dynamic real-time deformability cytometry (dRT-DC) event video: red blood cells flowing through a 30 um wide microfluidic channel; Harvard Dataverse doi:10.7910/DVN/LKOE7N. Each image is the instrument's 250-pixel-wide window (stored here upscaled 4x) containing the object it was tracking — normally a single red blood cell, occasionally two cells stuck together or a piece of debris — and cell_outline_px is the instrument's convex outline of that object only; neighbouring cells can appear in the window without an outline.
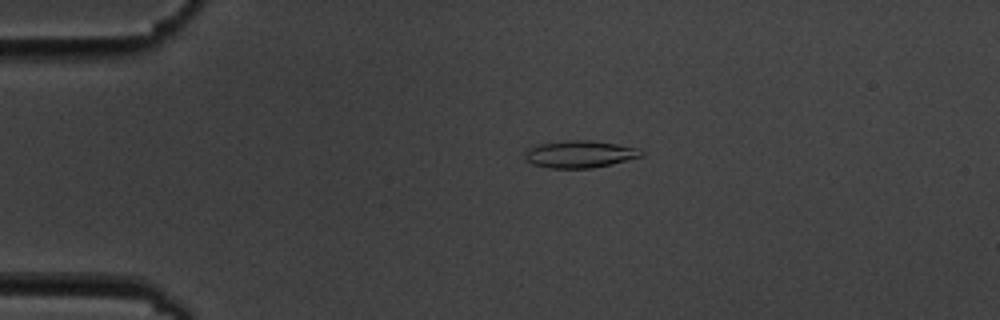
{"species": "common noctule bat (a hibernating species)", "species_latin": "Nyctalus noctula", "temperature_condition": "cold", "stored_images_in_passage": 10, "camera_frame_rate_fps": 3000, "um_per_image_px": 0.085, "animal": {"sex": "male", "body_mass_g": 19.5, "forearm_length_mm": 54.6}, "frame": {"image": 1, "passage_image": 4, "time_ms": 3.667, "image_size_px": [1000, 320], "cell_outline_px": [[644, 156], [612, 164], [592, 168], [548, 168], [532, 164], [524, 156], [524, 152], [528, 148], [536, 144], [568, 140], [592, 140], [640, 148], [644, 152]], "centroid_in_image_um": [49.3, 13.1], "position_along_channel_um": 35.7, "area_um2": 18.67}}
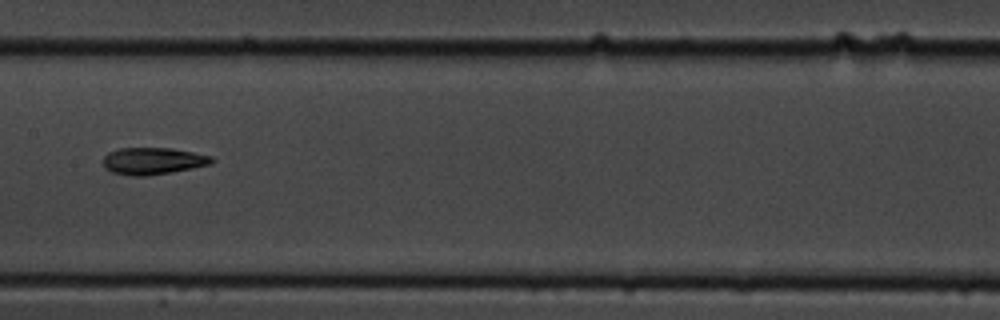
{"frame": {"image": 2, "passage_image": 9, "time_ms": 9.333, "image_size_px": [1000, 320], "cell_outline_px": [[216, 160], [212, 164], [172, 172], [144, 176], [132, 176], [112, 172], [104, 168], [104, 156], [108, 152], [120, 148], [172, 148], [212, 156]], "centroid_in_image_um": [13.02, 13.68], "position_along_channel_um": 194.4, "area_um2": 17.11}}
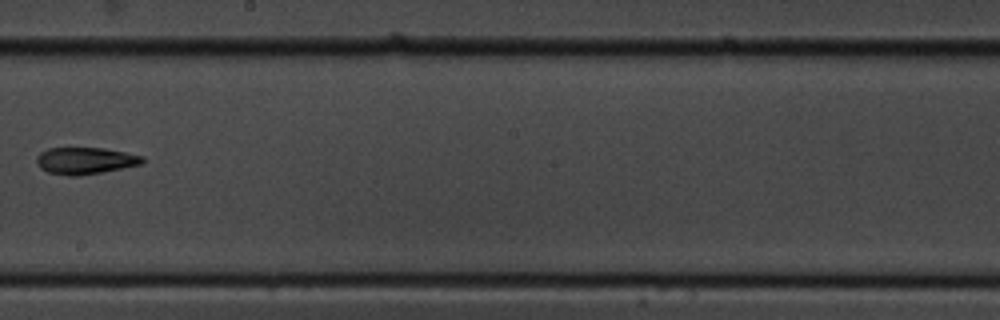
{"frame": {"image": 3, "passage_image": 10, "time_ms": 10.667, "image_size_px": [1000, 320], "cell_outline_px": [[144, 160], [140, 164], [100, 172], [76, 176], [68, 176], [48, 172], [40, 168], [36, 160], [36, 156], [40, 152], [48, 148], [104, 148], [144, 156]], "centroid_in_image_um": [7.2, 13.65], "position_along_channel_um": 241.0, "area_um2": 16.36}}